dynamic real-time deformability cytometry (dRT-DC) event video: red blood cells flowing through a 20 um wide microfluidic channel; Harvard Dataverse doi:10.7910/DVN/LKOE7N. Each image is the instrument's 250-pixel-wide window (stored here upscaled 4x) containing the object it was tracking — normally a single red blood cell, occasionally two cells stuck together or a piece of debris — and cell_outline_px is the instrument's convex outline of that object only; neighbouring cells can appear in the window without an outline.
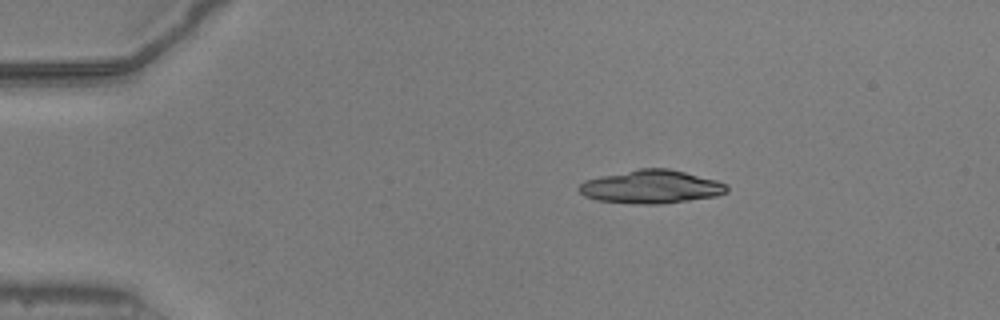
{"species": "common noctule bat (a hibernating species)", "species_latin": "Nyctalus noctula", "temperature_condition": "warm", "stored_images_in_passage": 30, "camera_frame_rate_fps": 3000, "um_per_image_px": 0.085, "animal": {"sex": "male", "body_mass_g": 20.5, "forearm_length_mm": 52.5}, "frame": {"image": 1, "passage_image": 1, "time_ms": 0.0, "image_size_px": [1000, 320], "cell_outline_px": [[728, 192], [716, 196], [660, 204], [636, 204], [596, 200], [584, 196], [576, 188], [584, 180], [600, 176], [640, 168], [668, 168], [716, 180], [728, 184]], "centroid_in_image_um": [55.33, 15.88], "position_along_channel_um": 29.7, "area_um2": 28.73}}
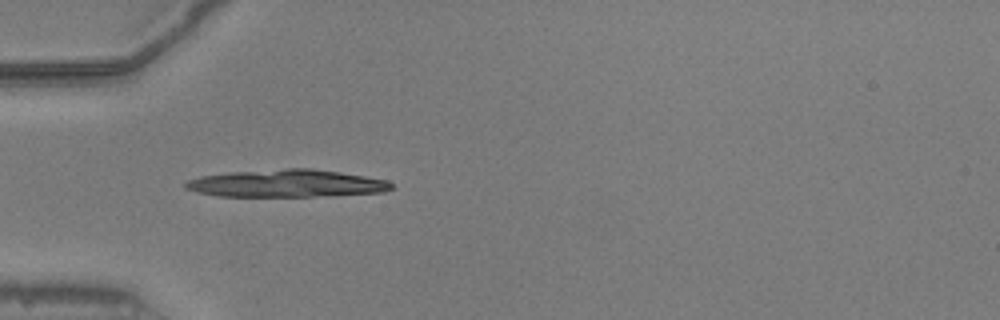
{"frame": {"image": 2, "passage_image": 8, "time_ms": 2.333, "image_size_px": [1000, 320], "cell_outline_px": [[392, 188], [384, 192], [312, 196], [216, 196], [196, 192], [184, 188], [184, 184], [188, 180], [200, 176], [232, 172], [284, 168], [312, 168], [340, 172], [388, 180], [392, 184]], "centroid_in_image_um": [24.33, 15.58], "position_along_channel_um": 60.7, "area_um2": 32.89}}